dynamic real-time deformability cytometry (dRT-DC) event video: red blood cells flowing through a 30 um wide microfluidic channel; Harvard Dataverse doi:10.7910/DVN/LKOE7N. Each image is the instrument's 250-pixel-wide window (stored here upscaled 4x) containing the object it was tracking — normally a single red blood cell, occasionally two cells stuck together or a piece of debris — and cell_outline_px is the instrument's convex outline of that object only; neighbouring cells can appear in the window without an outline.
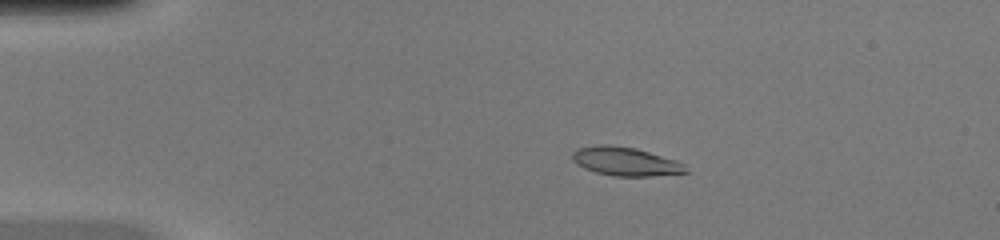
{"species": "common noctule bat (a hibernating species)", "species_latin": "Nyctalus noctula", "temperature_condition": "warm", "stored_images_in_passage": 42, "camera_frame_rate_fps": 3000, "um_per_image_px": 0.085, "animal": {"sex": "female", "body_mass_g": 20.0, "forearm_length_mm": 54.0}, "frame": {"image": 1, "passage_image": 3, "time_ms": 0.667, "image_size_px": [1000, 240], "cell_outline_px": [[688, 172], [652, 176], [612, 176], [596, 172], [584, 168], [576, 164], [572, 160], [572, 152], [576, 148], [600, 144], [608, 144], [636, 148], [676, 160], [684, 164]], "centroid_in_image_um": [53.12, 13.71], "position_along_channel_um": 31.9, "area_um2": 19.02}}
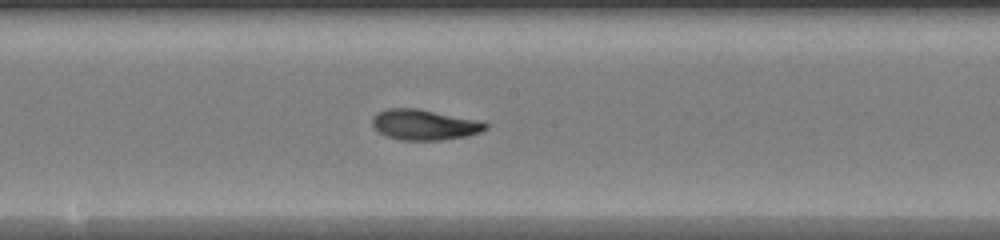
{"frame": {"image": 2, "passage_image": 20, "time_ms": 6.333, "image_size_px": [1000, 240], "cell_outline_px": [[488, 128], [480, 132], [468, 136], [440, 140], [400, 140], [388, 136], [380, 132], [372, 124], [372, 116], [376, 112], [388, 108], [416, 108], [476, 120], [488, 124]], "centroid_in_image_um": [36.05, 10.6], "position_along_channel_um": 212.2, "area_um2": 19.94}}
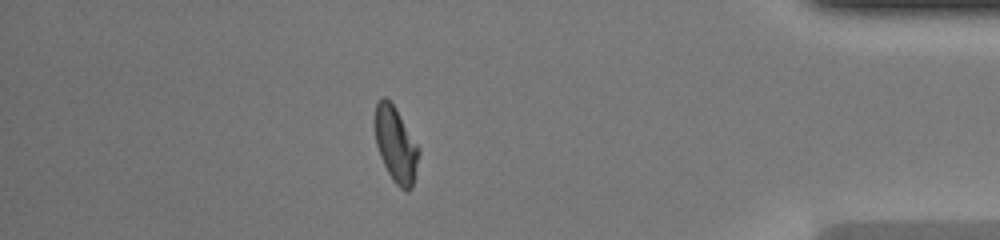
{"frame": {"image": 3, "passage_image": 36, "time_ms": 11.667, "image_size_px": [1000, 240], "cell_outline_px": [[420, 152], [412, 188], [408, 192], [404, 192], [392, 180], [380, 156], [376, 144], [376, 104], [384, 96], [396, 108], [420, 148]], "centroid_in_image_um": [33.68, 12.35], "position_along_channel_um": 401.5, "area_um2": 19.07}, "authors_computed_cell_mechanics": {"area_um2": 19.2185, "velocity_mm_per_s": 4.2496, "shape_relaxation_time_tau1_ms": 4.0633, "shape_relaxation_time_tau2_ms": 1.7192, "deformation_change_tau1": 0.208, "deformation_change_tau2": 0.0639}}